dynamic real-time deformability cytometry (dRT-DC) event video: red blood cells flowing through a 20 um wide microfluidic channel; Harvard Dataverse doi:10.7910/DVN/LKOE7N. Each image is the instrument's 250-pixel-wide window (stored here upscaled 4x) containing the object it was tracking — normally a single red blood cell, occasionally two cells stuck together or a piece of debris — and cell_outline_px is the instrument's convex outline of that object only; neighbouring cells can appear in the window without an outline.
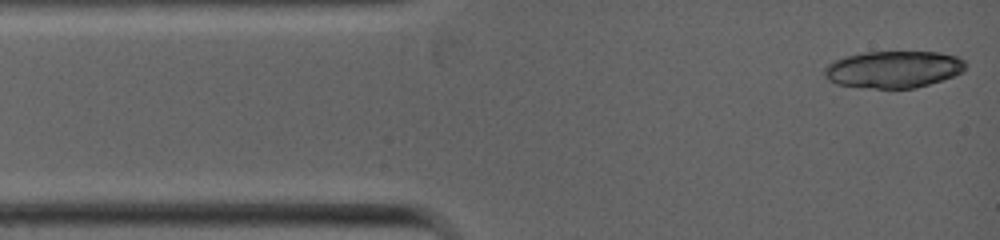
{"species": "common noctule bat (a hibernating species)", "species_latin": "Nyctalus noctula", "temperature_condition": "warm", "stored_images_in_passage": 3, "camera_frame_rate_fps": 5000, "um_per_image_px": 0.085, "animal": {"sex": "female", "body_mass_g": 19.0, "forearm_length_mm": 53.3}, "frame": {"image": 1, "passage_image": 1, "time_ms": 0.0, "image_size_px": [1000, 240], "cell_outline_px": [[964, 72], [916, 88], [876, 88], [836, 84], [828, 80], [824, 76], [824, 68], [832, 60], [844, 56], [864, 52], [940, 52], [956, 56], [964, 60]], "centroid_in_image_um": [75.9, 5.88], "position_along_channel_um": 9.1, "area_um2": 30.35}}